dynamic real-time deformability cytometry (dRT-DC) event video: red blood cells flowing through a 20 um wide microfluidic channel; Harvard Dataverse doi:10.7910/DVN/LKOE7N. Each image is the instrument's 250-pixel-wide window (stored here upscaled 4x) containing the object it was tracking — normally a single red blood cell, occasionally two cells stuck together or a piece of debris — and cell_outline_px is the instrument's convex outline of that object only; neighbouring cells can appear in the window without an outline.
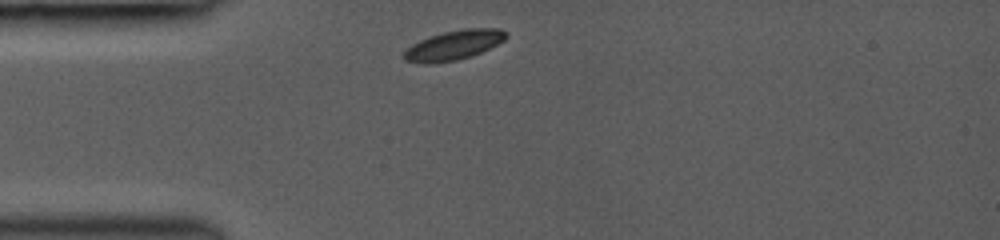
{"species": "common noctule bat (a hibernating species)", "species_latin": "Nyctalus noctula", "temperature_condition": "room temperature", "stored_images_in_passage": 30, "camera_frame_rate_fps": 3000, "um_per_image_px": 0.085, "animal": {"sex": "female", "body_mass_g": 19.0, "forearm_length_mm": 53.3}, "frame": {"image": 1, "passage_image": 1, "time_ms": 0.0, "image_size_px": [1000, 240], "cell_outline_px": [[508, 36], [504, 40], [472, 56], [456, 60], [432, 64], [424, 64], [404, 60], [404, 52], [412, 44], [420, 40], [444, 32], [464, 28], [500, 28]], "centroid_in_image_um": [38.56, 3.84], "position_along_channel_um": 46.4, "area_um2": 17.4}}
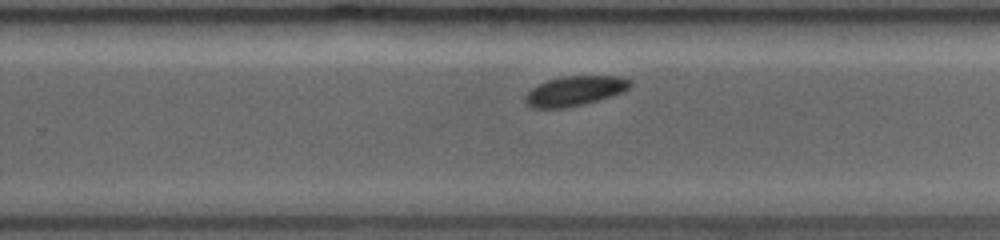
{"frame": {"image": 2, "passage_image": 19, "time_ms": 6.0, "image_size_px": [1000, 240], "cell_outline_px": [[632, 84], [624, 92], [612, 96], [584, 104], [564, 108], [532, 108], [524, 104], [524, 96], [532, 88], [548, 80], [560, 76], [620, 76], [632, 80]], "centroid_in_image_um": [48.86, 7.73], "position_along_channel_um": 280.9, "area_um2": 18.38}}
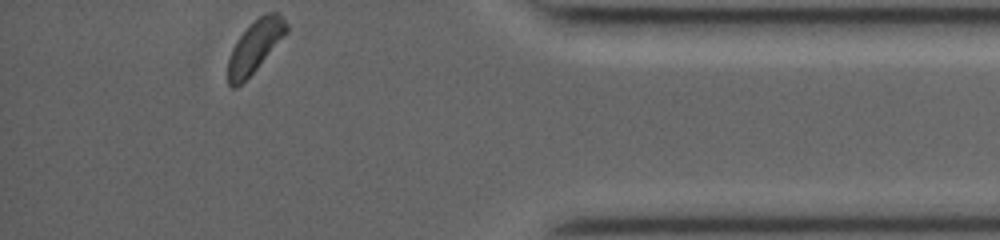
{"frame": {"image": 3, "passage_image": 30, "time_ms": 9.667, "image_size_px": [1000, 240], "cell_outline_px": [[288, 32], [256, 68], [236, 88], [232, 88], [228, 84], [228, 60], [232, 48], [240, 36], [260, 16], [268, 12], [276, 12], [288, 24]], "centroid_in_image_um": [21.67, 3.95], "position_along_channel_um": 413.5, "area_um2": 17.05}, "authors_computed_cell_mechanics": {"area_um2": 18.2359, "velocity_mm_per_s": 4.1844, "shape_relaxation_time_tau1_ms": 2.4736, "shape_relaxation_time_tau2_ms": null, "deformation_change_tau1": 0.0534, "deformation_change_tau2": null}}